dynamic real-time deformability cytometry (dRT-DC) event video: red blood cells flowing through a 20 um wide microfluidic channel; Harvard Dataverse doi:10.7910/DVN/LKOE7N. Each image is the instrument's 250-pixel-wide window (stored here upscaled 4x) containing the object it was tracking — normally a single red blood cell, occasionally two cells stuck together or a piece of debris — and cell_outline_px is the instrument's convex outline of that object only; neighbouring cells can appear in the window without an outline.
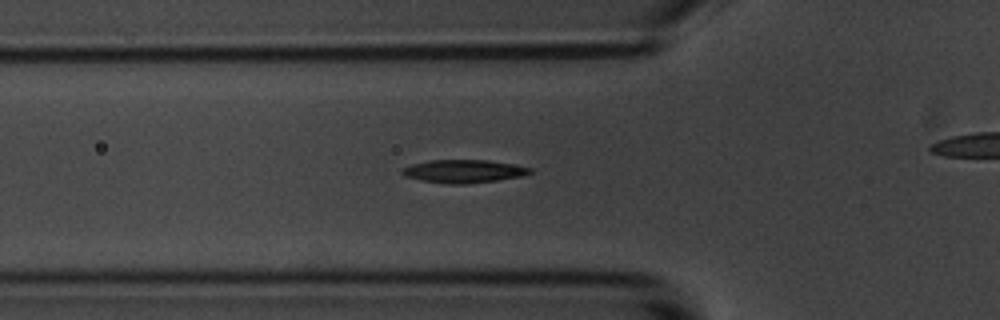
{"species": "common noctule bat (a hibernating species)", "species_latin": "Nyctalus noctula", "temperature_condition": "room temperature", "stored_images_in_passage": 44, "camera_frame_rate_fps": 3000, "um_per_image_px": 0.085, "animal": {"sex": "male", "body_mass_g": 20.1, "forearm_length_mm": 53.5}, "frame": {"image": 1, "passage_image": 18, "time_ms": 5.667, "image_size_px": [1000, 320], "cell_outline_px": [[532, 172], [520, 176], [496, 180], [468, 184], [448, 184], [420, 180], [404, 176], [400, 172], [400, 168], [412, 164], [428, 160], [488, 160], [516, 164], [532, 168]], "centroid_in_image_um": [39.37, 14.55], "position_along_channel_um": 86.4, "area_um2": 17.34}}
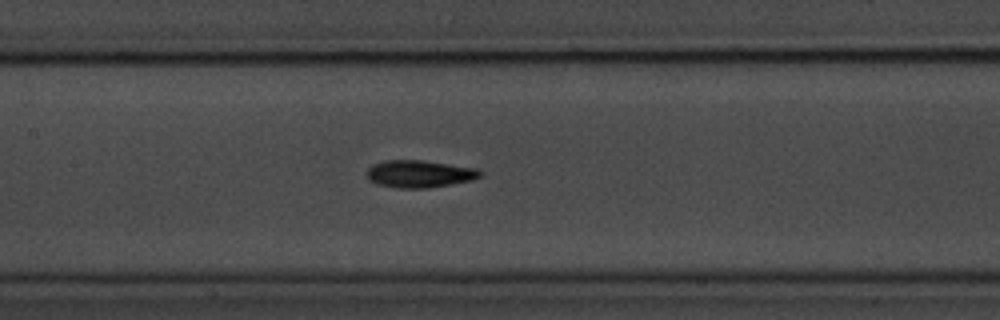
{"frame": {"image": 2, "passage_image": 25, "time_ms": 8.0, "image_size_px": [1000, 320], "cell_outline_px": [[484, 172], [480, 176], [472, 180], [452, 184], [428, 188], [396, 188], [380, 184], [368, 180], [368, 168], [372, 164], [384, 160], [424, 160], [480, 168]], "centroid_in_image_um": [35.71, 14.76], "position_along_channel_um": 171.7, "area_um2": 18.26}}
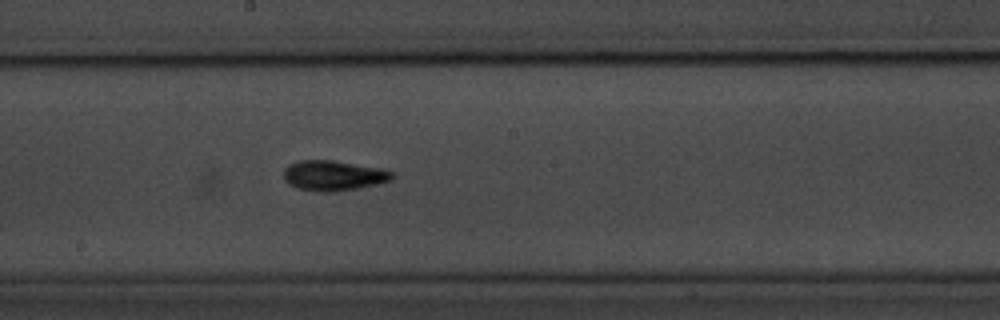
{"frame": {"image": 3, "passage_image": 29, "time_ms": 9.333, "image_size_px": [1000, 320], "cell_outline_px": [[392, 176], [388, 180], [376, 184], [356, 188], [332, 192], [320, 192], [296, 188], [288, 184], [284, 180], [284, 168], [288, 164], [300, 160], [332, 160], [384, 168], [392, 172]], "centroid_in_image_um": [28.28, 14.91], "position_along_channel_um": 219.9, "area_um2": 19.07}}